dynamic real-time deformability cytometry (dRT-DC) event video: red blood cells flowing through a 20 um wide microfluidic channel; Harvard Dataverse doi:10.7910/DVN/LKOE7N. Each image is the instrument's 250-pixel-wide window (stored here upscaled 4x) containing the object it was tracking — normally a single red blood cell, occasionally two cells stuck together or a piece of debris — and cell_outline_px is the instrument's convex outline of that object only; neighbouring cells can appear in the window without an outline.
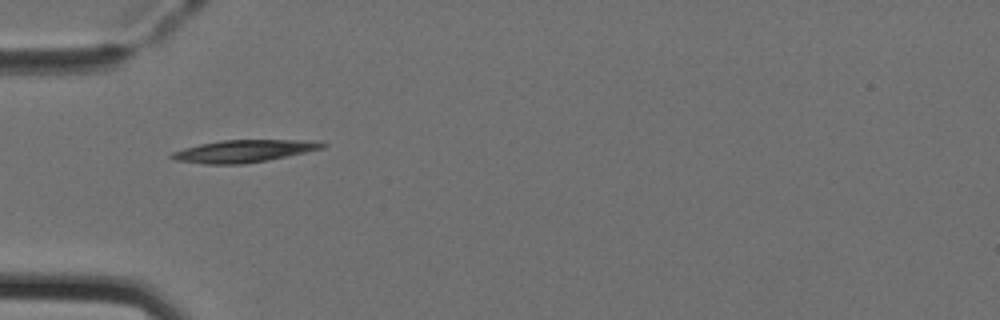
{"species": "Egyptian fruit bat (a non-hibernating species)", "species_latin": "Rousettus aegyptiacus", "temperature_condition": "cold", "stored_images_in_passage": 4, "camera_frame_rate_fps": 3000, "um_per_image_px": 0.085, "animal": {"sex": "female"}, "frame": {"image": 1, "passage_image": 1, "time_ms": 0.0, "image_size_px": [1000, 320], "cell_outline_px": [[328, 144], [324, 148], [268, 160], [240, 164], [204, 164], [176, 160], [168, 156], [172, 152], [184, 148], [200, 144], [224, 140], [304, 140]], "centroid_in_image_um": [20.69, 12.84], "position_along_channel_um": 64.3, "area_um2": 19.36}}
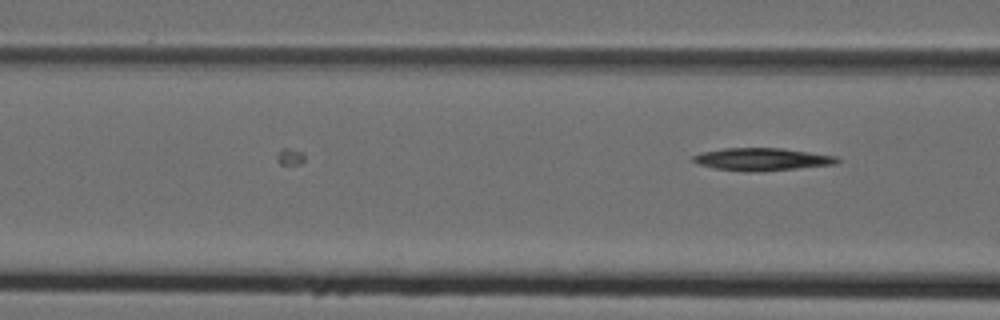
{"frame": {"image": 2, "passage_image": 4, "time_ms": 1.0, "image_size_px": [1000, 320], "cell_outline_px": [[840, 160], [836, 164], [760, 172], [748, 172], [716, 168], [696, 164], [692, 160], [692, 156], [700, 152], [724, 148], [780, 148], [836, 156]], "centroid_in_image_um": [64.72, 13.54], "position_along_channel_um": 101.9, "area_um2": 18.96}}